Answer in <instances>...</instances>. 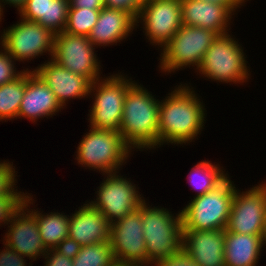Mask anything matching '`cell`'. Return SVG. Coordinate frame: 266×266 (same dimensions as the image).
Segmentation results:
<instances>
[{
	"mask_svg": "<svg viewBox=\"0 0 266 266\" xmlns=\"http://www.w3.org/2000/svg\"><path fill=\"white\" fill-rule=\"evenodd\" d=\"M189 87H178L159 108V145L192 141L202 129L204 109Z\"/></svg>",
	"mask_w": 266,
	"mask_h": 266,
	"instance_id": "obj_1",
	"label": "cell"
},
{
	"mask_svg": "<svg viewBox=\"0 0 266 266\" xmlns=\"http://www.w3.org/2000/svg\"><path fill=\"white\" fill-rule=\"evenodd\" d=\"M160 101L136 83L127 91L124 99L119 133L130 147L152 148L159 144Z\"/></svg>",
	"mask_w": 266,
	"mask_h": 266,
	"instance_id": "obj_2",
	"label": "cell"
},
{
	"mask_svg": "<svg viewBox=\"0 0 266 266\" xmlns=\"http://www.w3.org/2000/svg\"><path fill=\"white\" fill-rule=\"evenodd\" d=\"M139 209L142 211L143 236L148 264L170 258L182 247L181 212L173 218L172 214L164 208L147 207L145 200Z\"/></svg>",
	"mask_w": 266,
	"mask_h": 266,
	"instance_id": "obj_3",
	"label": "cell"
},
{
	"mask_svg": "<svg viewBox=\"0 0 266 266\" xmlns=\"http://www.w3.org/2000/svg\"><path fill=\"white\" fill-rule=\"evenodd\" d=\"M235 186L226 177L209 192L195 196L182 211L183 229H226Z\"/></svg>",
	"mask_w": 266,
	"mask_h": 266,
	"instance_id": "obj_4",
	"label": "cell"
},
{
	"mask_svg": "<svg viewBox=\"0 0 266 266\" xmlns=\"http://www.w3.org/2000/svg\"><path fill=\"white\" fill-rule=\"evenodd\" d=\"M128 149L129 146L119 132L91 127L79 143L77 159L82 165L109 174L116 172L115 170L127 159Z\"/></svg>",
	"mask_w": 266,
	"mask_h": 266,
	"instance_id": "obj_5",
	"label": "cell"
},
{
	"mask_svg": "<svg viewBox=\"0 0 266 266\" xmlns=\"http://www.w3.org/2000/svg\"><path fill=\"white\" fill-rule=\"evenodd\" d=\"M217 36L214 31L182 24L163 47L161 68L165 72L192 64L198 68L207 49Z\"/></svg>",
	"mask_w": 266,
	"mask_h": 266,
	"instance_id": "obj_6",
	"label": "cell"
},
{
	"mask_svg": "<svg viewBox=\"0 0 266 266\" xmlns=\"http://www.w3.org/2000/svg\"><path fill=\"white\" fill-rule=\"evenodd\" d=\"M230 35H218L197 68L202 74L224 82H243L248 77L243 50Z\"/></svg>",
	"mask_w": 266,
	"mask_h": 266,
	"instance_id": "obj_7",
	"label": "cell"
},
{
	"mask_svg": "<svg viewBox=\"0 0 266 266\" xmlns=\"http://www.w3.org/2000/svg\"><path fill=\"white\" fill-rule=\"evenodd\" d=\"M110 245L117 265L148 264L143 236L142 211L138 208L110 224Z\"/></svg>",
	"mask_w": 266,
	"mask_h": 266,
	"instance_id": "obj_8",
	"label": "cell"
},
{
	"mask_svg": "<svg viewBox=\"0 0 266 266\" xmlns=\"http://www.w3.org/2000/svg\"><path fill=\"white\" fill-rule=\"evenodd\" d=\"M98 84L95 101L90 114L92 128L119 132L124 99L134 83L121 76H112Z\"/></svg>",
	"mask_w": 266,
	"mask_h": 266,
	"instance_id": "obj_9",
	"label": "cell"
},
{
	"mask_svg": "<svg viewBox=\"0 0 266 266\" xmlns=\"http://www.w3.org/2000/svg\"><path fill=\"white\" fill-rule=\"evenodd\" d=\"M93 49V43L88 37L60 32L54 36L52 60L95 82L99 80V64Z\"/></svg>",
	"mask_w": 266,
	"mask_h": 266,
	"instance_id": "obj_10",
	"label": "cell"
},
{
	"mask_svg": "<svg viewBox=\"0 0 266 266\" xmlns=\"http://www.w3.org/2000/svg\"><path fill=\"white\" fill-rule=\"evenodd\" d=\"M2 36L4 50L15 60H29L45 51L53 56L55 34L37 22L22 19Z\"/></svg>",
	"mask_w": 266,
	"mask_h": 266,
	"instance_id": "obj_11",
	"label": "cell"
},
{
	"mask_svg": "<svg viewBox=\"0 0 266 266\" xmlns=\"http://www.w3.org/2000/svg\"><path fill=\"white\" fill-rule=\"evenodd\" d=\"M232 199L227 231L262 236L266 219V184L257 185Z\"/></svg>",
	"mask_w": 266,
	"mask_h": 266,
	"instance_id": "obj_12",
	"label": "cell"
},
{
	"mask_svg": "<svg viewBox=\"0 0 266 266\" xmlns=\"http://www.w3.org/2000/svg\"><path fill=\"white\" fill-rule=\"evenodd\" d=\"M115 174L109 173V177L100 185L98 201L89 203L102 212L110 224L138 209L144 201L131 182Z\"/></svg>",
	"mask_w": 266,
	"mask_h": 266,
	"instance_id": "obj_13",
	"label": "cell"
},
{
	"mask_svg": "<svg viewBox=\"0 0 266 266\" xmlns=\"http://www.w3.org/2000/svg\"><path fill=\"white\" fill-rule=\"evenodd\" d=\"M138 18L149 40L165 46L182 26L181 0L144 1Z\"/></svg>",
	"mask_w": 266,
	"mask_h": 266,
	"instance_id": "obj_14",
	"label": "cell"
},
{
	"mask_svg": "<svg viewBox=\"0 0 266 266\" xmlns=\"http://www.w3.org/2000/svg\"><path fill=\"white\" fill-rule=\"evenodd\" d=\"M30 200L32 201V198L26 196L23 205L12 216L11 220L13 222L10 225L9 233L6 234L5 245L10 246L22 256L36 260V257L40 254L49 257L50 253L46 251L47 249L42 243L36 216L32 212L27 211L29 214L24 212L25 208L29 210L27 206Z\"/></svg>",
	"mask_w": 266,
	"mask_h": 266,
	"instance_id": "obj_15",
	"label": "cell"
},
{
	"mask_svg": "<svg viewBox=\"0 0 266 266\" xmlns=\"http://www.w3.org/2000/svg\"><path fill=\"white\" fill-rule=\"evenodd\" d=\"M225 229H183L182 248L199 266H225Z\"/></svg>",
	"mask_w": 266,
	"mask_h": 266,
	"instance_id": "obj_16",
	"label": "cell"
},
{
	"mask_svg": "<svg viewBox=\"0 0 266 266\" xmlns=\"http://www.w3.org/2000/svg\"><path fill=\"white\" fill-rule=\"evenodd\" d=\"M34 72L50 87L62 107L67 98L85 97L97 87L87 77L71 72L52 59Z\"/></svg>",
	"mask_w": 266,
	"mask_h": 266,
	"instance_id": "obj_17",
	"label": "cell"
},
{
	"mask_svg": "<svg viewBox=\"0 0 266 266\" xmlns=\"http://www.w3.org/2000/svg\"><path fill=\"white\" fill-rule=\"evenodd\" d=\"M71 217L68 237L74 239L82 247L110 241V223L102 212L90 204H84Z\"/></svg>",
	"mask_w": 266,
	"mask_h": 266,
	"instance_id": "obj_18",
	"label": "cell"
},
{
	"mask_svg": "<svg viewBox=\"0 0 266 266\" xmlns=\"http://www.w3.org/2000/svg\"><path fill=\"white\" fill-rule=\"evenodd\" d=\"M61 108L56 96L44 80L34 70L27 71L26 88L20 103L18 117L36 120L45 115H53Z\"/></svg>",
	"mask_w": 266,
	"mask_h": 266,
	"instance_id": "obj_19",
	"label": "cell"
},
{
	"mask_svg": "<svg viewBox=\"0 0 266 266\" xmlns=\"http://www.w3.org/2000/svg\"><path fill=\"white\" fill-rule=\"evenodd\" d=\"M231 11L224 5L202 0H181L182 24L226 34Z\"/></svg>",
	"mask_w": 266,
	"mask_h": 266,
	"instance_id": "obj_20",
	"label": "cell"
},
{
	"mask_svg": "<svg viewBox=\"0 0 266 266\" xmlns=\"http://www.w3.org/2000/svg\"><path fill=\"white\" fill-rule=\"evenodd\" d=\"M136 25V20L127 12L104 7L88 38L93 45L111 44L126 38Z\"/></svg>",
	"mask_w": 266,
	"mask_h": 266,
	"instance_id": "obj_21",
	"label": "cell"
},
{
	"mask_svg": "<svg viewBox=\"0 0 266 266\" xmlns=\"http://www.w3.org/2000/svg\"><path fill=\"white\" fill-rule=\"evenodd\" d=\"M68 8L69 0H27L19 12L24 20L37 22L57 34L65 30Z\"/></svg>",
	"mask_w": 266,
	"mask_h": 266,
	"instance_id": "obj_22",
	"label": "cell"
},
{
	"mask_svg": "<svg viewBox=\"0 0 266 266\" xmlns=\"http://www.w3.org/2000/svg\"><path fill=\"white\" fill-rule=\"evenodd\" d=\"M262 245L259 235L233 233L225 229V266H255Z\"/></svg>",
	"mask_w": 266,
	"mask_h": 266,
	"instance_id": "obj_23",
	"label": "cell"
},
{
	"mask_svg": "<svg viewBox=\"0 0 266 266\" xmlns=\"http://www.w3.org/2000/svg\"><path fill=\"white\" fill-rule=\"evenodd\" d=\"M38 211H32L36 216L37 227L43 245L47 250L54 249L63 239L68 237L69 219L60 213L41 215Z\"/></svg>",
	"mask_w": 266,
	"mask_h": 266,
	"instance_id": "obj_24",
	"label": "cell"
},
{
	"mask_svg": "<svg viewBox=\"0 0 266 266\" xmlns=\"http://www.w3.org/2000/svg\"><path fill=\"white\" fill-rule=\"evenodd\" d=\"M27 82V70L15 80L0 86V120L17 118Z\"/></svg>",
	"mask_w": 266,
	"mask_h": 266,
	"instance_id": "obj_25",
	"label": "cell"
},
{
	"mask_svg": "<svg viewBox=\"0 0 266 266\" xmlns=\"http://www.w3.org/2000/svg\"><path fill=\"white\" fill-rule=\"evenodd\" d=\"M73 266H117L110 242L81 247L73 258Z\"/></svg>",
	"mask_w": 266,
	"mask_h": 266,
	"instance_id": "obj_26",
	"label": "cell"
},
{
	"mask_svg": "<svg viewBox=\"0 0 266 266\" xmlns=\"http://www.w3.org/2000/svg\"><path fill=\"white\" fill-rule=\"evenodd\" d=\"M221 171L222 170L219 167L208 161H202L198 163L195 168H192L190 172L192 178L189 177V181L192 185L194 184L193 187L195 186V188L197 187V190L199 189V193L196 196L203 195L219 185L227 177L224 175L223 171Z\"/></svg>",
	"mask_w": 266,
	"mask_h": 266,
	"instance_id": "obj_27",
	"label": "cell"
},
{
	"mask_svg": "<svg viewBox=\"0 0 266 266\" xmlns=\"http://www.w3.org/2000/svg\"><path fill=\"white\" fill-rule=\"evenodd\" d=\"M101 9L68 8L64 32L88 37L95 26Z\"/></svg>",
	"mask_w": 266,
	"mask_h": 266,
	"instance_id": "obj_28",
	"label": "cell"
},
{
	"mask_svg": "<svg viewBox=\"0 0 266 266\" xmlns=\"http://www.w3.org/2000/svg\"><path fill=\"white\" fill-rule=\"evenodd\" d=\"M26 195L11 194L0 197V223L12 222V216L23 205Z\"/></svg>",
	"mask_w": 266,
	"mask_h": 266,
	"instance_id": "obj_29",
	"label": "cell"
},
{
	"mask_svg": "<svg viewBox=\"0 0 266 266\" xmlns=\"http://www.w3.org/2000/svg\"><path fill=\"white\" fill-rule=\"evenodd\" d=\"M15 169L9 163H0V197L10 196L11 194H20L12 188L15 184Z\"/></svg>",
	"mask_w": 266,
	"mask_h": 266,
	"instance_id": "obj_30",
	"label": "cell"
},
{
	"mask_svg": "<svg viewBox=\"0 0 266 266\" xmlns=\"http://www.w3.org/2000/svg\"><path fill=\"white\" fill-rule=\"evenodd\" d=\"M143 2L144 0H104V6L110 9L123 10L137 20Z\"/></svg>",
	"mask_w": 266,
	"mask_h": 266,
	"instance_id": "obj_31",
	"label": "cell"
},
{
	"mask_svg": "<svg viewBox=\"0 0 266 266\" xmlns=\"http://www.w3.org/2000/svg\"><path fill=\"white\" fill-rule=\"evenodd\" d=\"M12 59L13 57L6 50L4 53L0 52V86L15 80L22 74L21 71L16 74Z\"/></svg>",
	"mask_w": 266,
	"mask_h": 266,
	"instance_id": "obj_32",
	"label": "cell"
},
{
	"mask_svg": "<svg viewBox=\"0 0 266 266\" xmlns=\"http://www.w3.org/2000/svg\"><path fill=\"white\" fill-rule=\"evenodd\" d=\"M156 266H199L181 247L170 258H165L154 263Z\"/></svg>",
	"mask_w": 266,
	"mask_h": 266,
	"instance_id": "obj_33",
	"label": "cell"
},
{
	"mask_svg": "<svg viewBox=\"0 0 266 266\" xmlns=\"http://www.w3.org/2000/svg\"><path fill=\"white\" fill-rule=\"evenodd\" d=\"M0 252V266H26L24 256L15 252L10 246Z\"/></svg>",
	"mask_w": 266,
	"mask_h": 266,
	"instance_id": "obj_34",
	"label": "cell"
},
{
	"mask_svg": "<svg viewBox=\"0 0 266 266\" xmlns=\"http://www.w3.org/2000/svg\"><path fill=\"white\" fill-rule=\"evenodd\" d=\"M81 247L74 239L66 237L54 249L65 257L73 259L79 253Z\"/></svg>",
	"mask_w": 266,
	"mask_h": 266,
	"instance_id": "obj_35",
	"label": "cell"
},
{
	"mask_svg": "<svg viewBox=\"0 0 266 266\" xmlns=\"http://www.w3.org/2000/svg\"><path fill=\"white\" fill-rule=\"evenodd\" d=\"M50 251L51 255L45 266H73V259L65 257L64 255L57 252L55 249L47 250Z\"/></svg>",
	"mask_w": 266,
	"mask_h": 266,
	"instance_id": "obj_36",
	"label": "cell"
},
{
	"mask_svg": "<svg viewBox=\"0 0 266 266\" xmlns=\"http://www.w3.org/2000/svg\"><path fill=\"white\" fill-rule=\"evenodd\" d=\"M103 9L104 0H69V8Z\"/></svg>",
	"mask_w": 266,
	"mask_h": 266,
	"instance_id": "obj_37",
	"label": "cell"
},
{
	"mask_svg": "<svg viewBox=\"0 0 266 266\" xmlns=\"http://www.w3.org/2000/svg\"><path fill=\"white\" fill-rule=\"evenodd\" d=\"M202 1L224 5L231 12L235 10V8L239 7L238 5H241L244 2V0H202Z\"/></svg>",
	"mask_w": 266,
	"mask_h": 266,
	"instance_id": "obj_38",
	"label": "cell"
},
{
	"mask_svg": "<svg viewBox=\"0 0 266 266\" xmlns=\"http://www.w3.org/2000/svg\"><path fill=\"white\" fill-rule=\"evenodd\" d=\"M3 1L4 0H2V2ZM26 1L27 0H5L6 3L8 2V4H13L14 6L18 7L19 10L25 5Z\"/></svg>",
	"mask_w": 266,
	"mask_h": 266,
	"instance_id": "obj_39",
	"label": "cell"
},
{
	"mask_svg": "<svg viewBox=\"0 0 266 266\" xmlns=\"http://www.w3.org/2000/svg\"><path fill=\"white\" fill-rule=\"evenodd\" d=\"M261 237H262L263 243L265 244L266 243V219H265L264 228H263V232H262V236Z\"/></svg>",
	"mask_w": 266,
	"mask_h": 266,
	"instance_id": "obj_40",
	"label": "cell"
},
{
	"mask_svg": "<svg viewBox=\"0 0 266 266\" xmlns=\"http://www.w3.org/2000/svg\"><path fill=\"white\" fill-rule=\"evenodd\" d=\"M0 4H1V3H0ZM1 12H3V11H2V9H1V5H0V20H1V15H2Z\"/></svg>",
	"mask_w": 266,
	"mask_h": 266,
	"instance_id": "obj_41",
	"label": "cell"
}]
</instances>
